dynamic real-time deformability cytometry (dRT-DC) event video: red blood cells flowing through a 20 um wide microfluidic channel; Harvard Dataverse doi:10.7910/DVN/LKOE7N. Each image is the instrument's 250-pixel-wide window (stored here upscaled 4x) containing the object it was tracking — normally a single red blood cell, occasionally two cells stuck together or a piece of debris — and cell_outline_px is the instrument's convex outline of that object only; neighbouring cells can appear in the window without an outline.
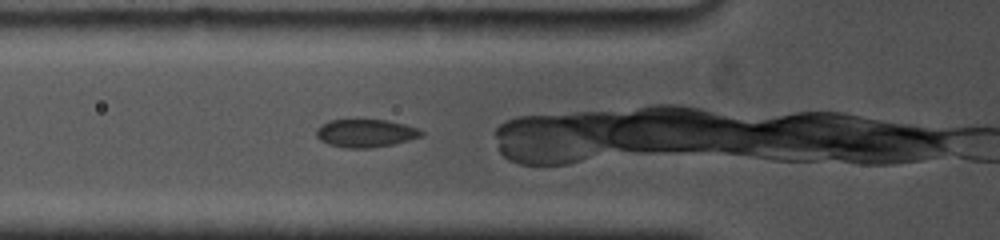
{"species": "common noctule bat (a hibernating species)", "species_latin": "Nyctalus noctula", "temperature_condition": "cold", "stored_images_in_passage": 32, "camera_frame_rate_fps": 5000, "um_per_image_px": 0.085, "animal": {"sex": "female", "body_mass_g": 19.0, "forearm_length_mm": 53.3}, "frame": {"image": 1, "passage_image": 2, "time_ms": 0.4, "image_size_px": [1000, 240], "cell_outline_px": [[424, 136], [392, 144], [368, 148], [344, 148], [328, 144], [320, 140], [316, 136], [316, 128], [320, 124], [328, 120], [388, 120], [420, 128], [424, 132]], "centroid_in_image_um": [31.07, 11.32], "position_along_channel_um": 94.7, "area_um2": 17.28}}
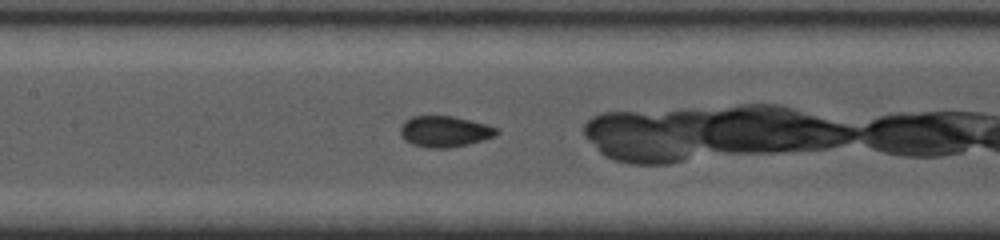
{"frame": {"image": 2, "passage_image": 10, "time_ms": 2.4, "image_size_px": [1000, 240], "cell_outline_px": [[500, 132], [496, 136], [468, 144], [448, 148], [428, 148], [412, 144], [404, 140], [400, 136], [400, 124], [404, 120], [412, 116], [452, 116], [488, 124], [500, 128]], "centroid_in_image_um": [37.8, 11.17], "position_along_channel_um": 169.6, "area_um2": 17.74}}
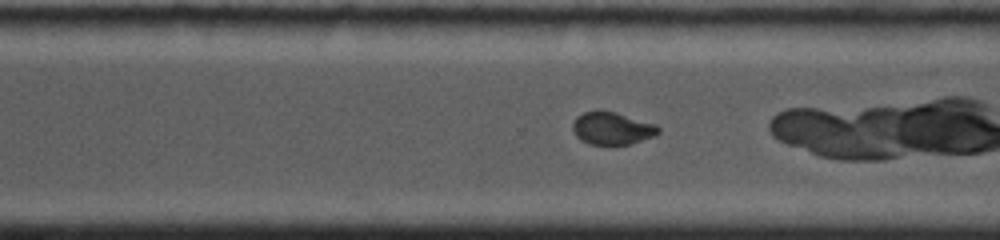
{"frame": {"image": 3, "passage_image": 26, "time_ms": 6.4, "image_size_px": [1000, 240], "cell_outline_px": [[660, 132], [652, 136], [632, 144], [588, 144], [580, 140], [576, 136], [572, 128], [572, 124], [576, 116], [584, 112], [600, 108], [616, 112], [656, 124], [660, 128]], "centroid_in_image_um": [51.99, 10.88], "position_along_channel_um": 318.6, "area_um2": 16.53}}